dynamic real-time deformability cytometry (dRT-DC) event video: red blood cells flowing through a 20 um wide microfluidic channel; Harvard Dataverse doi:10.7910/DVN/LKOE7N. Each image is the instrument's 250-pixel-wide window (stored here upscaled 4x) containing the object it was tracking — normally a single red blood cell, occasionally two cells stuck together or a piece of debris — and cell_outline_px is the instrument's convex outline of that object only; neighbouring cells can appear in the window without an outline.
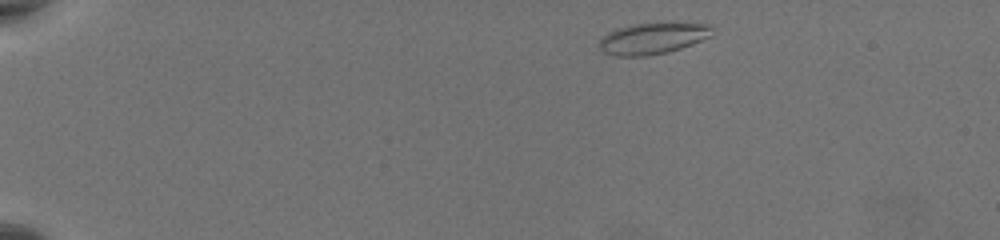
{"species": "common noctule bat (a hibernating species)", "species_latin": "Nyctalus noctula", "temperature_condition": "warm", "stored_images_in_passage": 50, "camera_frame_rate_fps": 3000, "um_per_image_px": 0.085, "animal": {"sex": "female", "body_mass_g": 19.5, "forearm_length_mm": 54.1}, "frame": {"image": 1, "passage_image": 3, "time_ms": 0.667, "image_size_px": [1000, 240], "cell_outline_px": [[712, 36], [692, 44], [668, 52], [648, 56], [616, 56], [604, 52], [600, 48], [600, 40], [608, 32], [616, 28], [632, 24], [668, 20], [676, 20], [712, 24]], "centroid_in_image_um": [55.57, 3.2], "position_along_channel_um": 29.4, "area_um2": 21.56}}
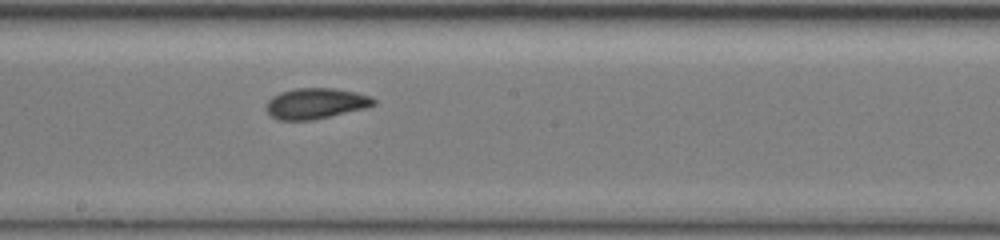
{"frame": {"image": 2, "passage_image": 27, "time_ms": 8.667, "image_size_px": [1000, 240], "cell_outline_px": [[376, 104], [364, 108], [312, 120], [276, 120], [264, 108], [268, 100], [272, 96], [280, 92], [296, 88], [332, 88], [356, 92], [372, 96], [376, 100]], "centroid_in_image_um": [26.81, 8.79], "position_along_channel_um": 221.4, "area_um2": 19.25}}
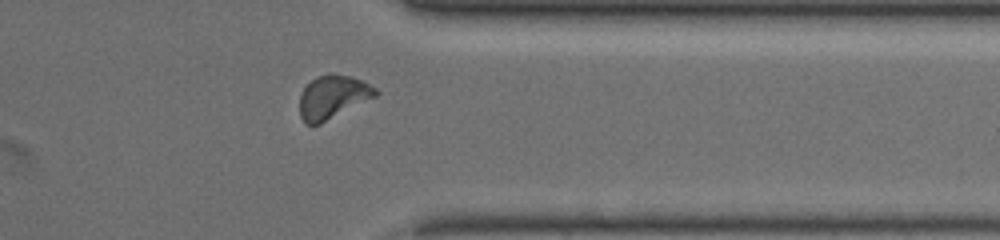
{"frame": {"image": 3, "passage_image": 40, "time_ms": 13.0, "image_size_px": [1000, 240], "cell_outline_px": [[380, 92], [376, 96], [320, 124], [304, 124], [300, 116], [300, 96], [304, 88], [316, 76], [328, 72], [332, 72], [352, 76], [376, 88]], "centroid_in_image_um": [28.28, 8.22], "position_along_channel_um": 383.1, "area_um2": 19.25}, "authors_computed_cell_mechanics": {"area_um2": 18.8428, "velocity_mm_per_s": 3.7795, "shape_relaxation_time_tau1_ms": 7.69, "shape_relaxation_time_tau2_ms": 1.8194, "deformation_change_tau1": 0.1561, "deformation_change_tau2": 0.0741}}